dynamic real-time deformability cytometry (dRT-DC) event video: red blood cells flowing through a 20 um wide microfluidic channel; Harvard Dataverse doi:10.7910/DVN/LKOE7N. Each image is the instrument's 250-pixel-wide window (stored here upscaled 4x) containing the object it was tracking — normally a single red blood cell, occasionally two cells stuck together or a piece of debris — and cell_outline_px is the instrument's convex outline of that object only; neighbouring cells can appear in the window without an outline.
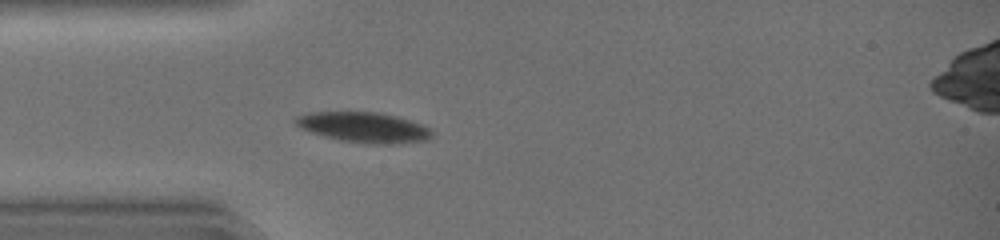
{"species": "common noctule bat (a hibernating species)", "species_latin": "Nyctalus noctula", "temperature_condition": "warm", "stored_images_in_passage": 33, "camera_frame_rate_fps": 3000, "um_per_image_px": 0.085, "animal": {"sex": "female", "body_mass_g": 19.0, "forearm_length_mm": 51.5}, "frame": {"image": 1, "passage_image": 1, "time_ms": 0.0, "image_size_px": [1000, 240], "cell_outline_px": [[432, 136], [428, 140], [396, 144], [368, 144], [340, 140], [308, 132], [300, 128], [292, 120], [296, 116], [308, 112], [376, 112], [396, 116], [424, 124], [432, 128]], "centroid_in_image_um": [30.93, 10.83], "position_along_channel_um": 54.1, "area_um2": 24.45}}
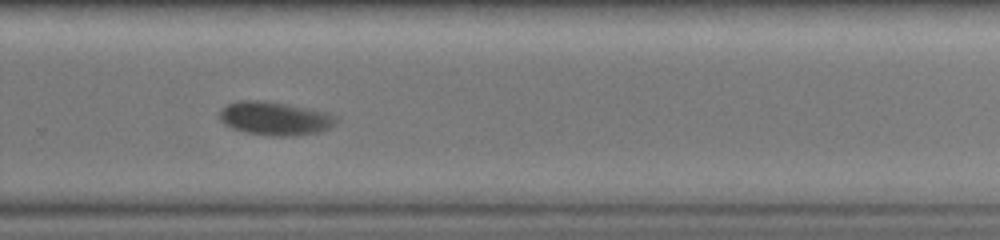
{"frame": {"image": 2, "passage_image": 19, "time_ms": 6.0, "image_size_px": [1000, 240], "cell_outline_px": [[336, 124], [320, 132], [292, 136], [272, 136], [244, 132], [232, 128], [224, 124], [220, 120], [220, 108], [228, 104], [240, 100], [260, 100], [332, 112], [336, 116]], "centroid_in_image_um": [23.38, 10.07], "position_along_channel_um": 306.4, "area_um2": 22.89}}
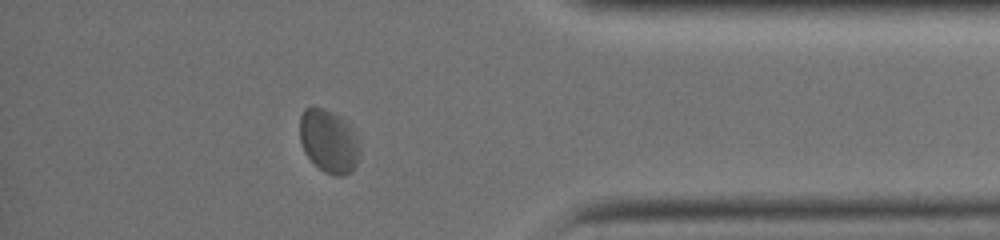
{"frame": {"image": 3, "passage_image": 27, "time_ms": 8.667, "image_size_px": [1000, 240], "cell_outline_px": [[360, 152], [356, 164], [352, 172], [344, 176], [336, 176], [324, 172], [304, 152], [300, 140], [300, 116], [304, 108], [324, 108], [340, 116], [356, 132], [360, 140]], "centroid_in_image_um": [27.98, 12.01], "position_along_channel_um": 407.2, "area_um2": 22.31}, "authors_computed_cell_mechanics": {"area_um2": 23.698, "velocity_mm_per_s": 4.2791, "shape_relaxation_time_tau1_ms": 3.985, "shape_relaxation_time_tau2_ms": 1.1671, "deformation_change_tau1": 0.0848, "deformation_change_tau2": 0.0282}}